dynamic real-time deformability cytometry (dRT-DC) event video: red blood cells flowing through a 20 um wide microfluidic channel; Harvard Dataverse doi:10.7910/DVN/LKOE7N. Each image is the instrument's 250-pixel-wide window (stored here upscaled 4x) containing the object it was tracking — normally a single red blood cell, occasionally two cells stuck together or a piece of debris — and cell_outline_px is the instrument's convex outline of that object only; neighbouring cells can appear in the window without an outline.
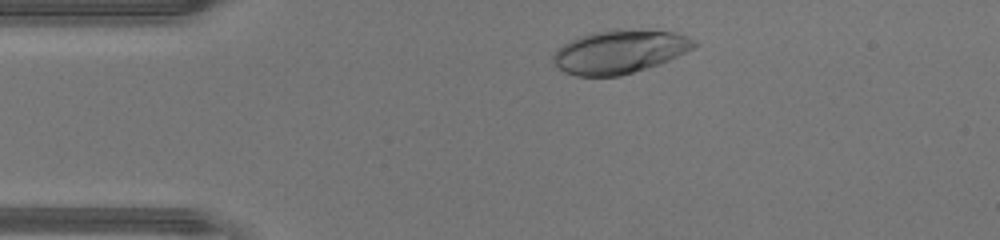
{"species": "human", "species_latin": "Homo sapiens", "temperature_condition": "warm", "stored_images_in_passage": 32, "camera_frame_rate_fps": 3000, "um_per_image_px": 0.085, "donor": {"sex": "male"}, "frame": {"image": 1, "passage_image": 3, "time_ms": 0.667, "image_size_px": [1000, 240], "cell_outline_px": [[700, 44], [660, 64], [620, 76], [576, 76], [564, 72], [552, 60], [552, 56], [564, 44], [580, 36], [592, 32], [612, 28], [616, 28], [676, 32], [688, 36], [696, 40]], "centroid_in_image_um": [52.7, 4.38], "position_along_channel_um": 32.3, "area_um2": 35.72}}
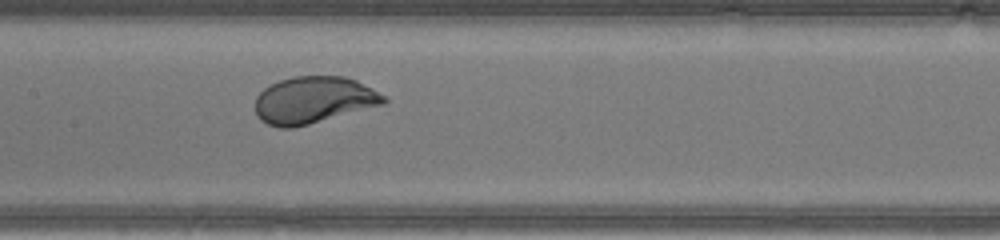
{"frame": {"image": 2, "passage_image": 16, "time_ms": 5.0, "image_size_px": [1000, 240], "cell_outline_px": [[388, 100], [384, 104], [308, 124], [292, 128], [280, 128], [268, 124], [260, 120], [256, 116], [256, 96], [264, 88], [280, 80], [292, 76], [344, 76], [356, 80], [384, 96]], "centroid_in_image_um": [26.62, 8.5], "position_along_channel_um": 180.8, "area_um2": 34.85}}
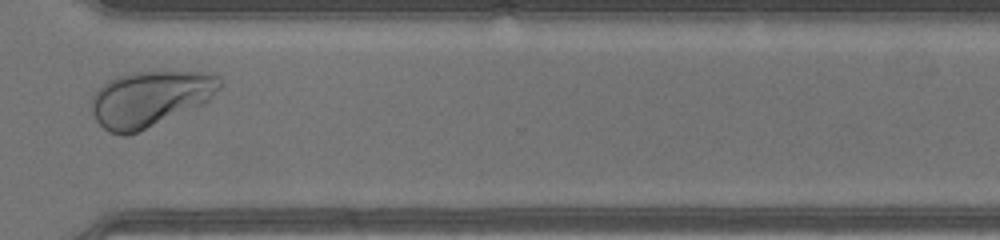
{"frame": {"image": 3, "passage_image": 28, "time_ms": 9.0, "image_size_px": [1000, 240], "cell_outline_px": [[220, 88], [204, 104], [128, 136], [124, 136], [108, 132], [96, 120], [92, 112], [92, 96], [108, 80], [116, 76], [132, 72], [212, 72], [220, 76]], "centroid_in_image_um": [12.76, 8.39], "position_along_channel_um": 357.8, "area_um2": 41.56}, "authors_computed_cell_mechanics": {"area_um2": 35.547, "velocity_mm_per_s": 4.4394, "shape_relaxation_time_tau1_ms": 1.6425, "shape_relaxation_time_tau2_ms": null, "deformation_change_tau1": 0.137, "deformation_change_tau2": null}}